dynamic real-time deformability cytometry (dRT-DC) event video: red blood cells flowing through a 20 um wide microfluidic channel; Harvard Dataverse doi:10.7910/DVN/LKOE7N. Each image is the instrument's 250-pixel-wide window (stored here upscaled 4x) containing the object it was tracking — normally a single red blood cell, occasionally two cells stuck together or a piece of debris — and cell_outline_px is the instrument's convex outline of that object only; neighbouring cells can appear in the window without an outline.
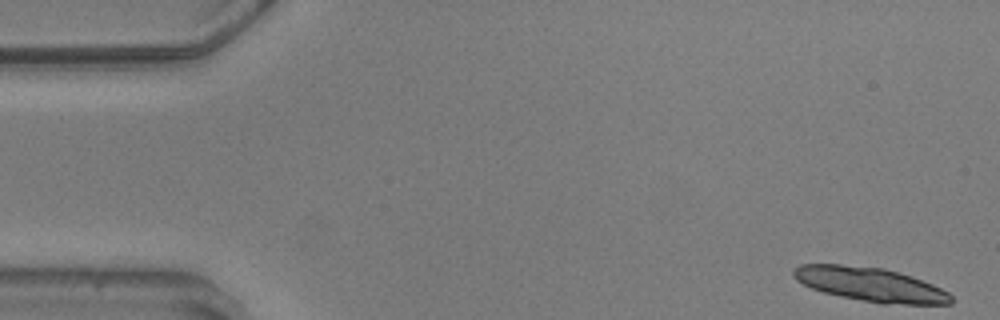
{"species": "common noctule bat (a hibernating species)", "species_latin": "Nyctalus noctula", "temperature_condition": "warm", "stored_images_in_passage": 42, "camera_frame_rate_fps": 3000, "um_per_image_px": 0.085, "animal": {"sex": "male", "body_mass_g": 20.5, "forearm_length_mm": 52.5}, "frame": {"image": 1, "passage_image": 1, "time_ms": 0.0, "image_size_px": [1000, 320], "cell_outline_px": [[952, 304], [880, 304], [840, 296], [824, 292], [812, 288], [796, 280], [792, 276], [792, 272], [800, 264], [840, 264], [884, 268], [900, 272], [912, 276], [932, 284], [948, 292], [952, 296]], "centroid_in_image_um": [73.99, 24.18], "position_along_channel_um": 11.0, "area_um2": 31.27}}
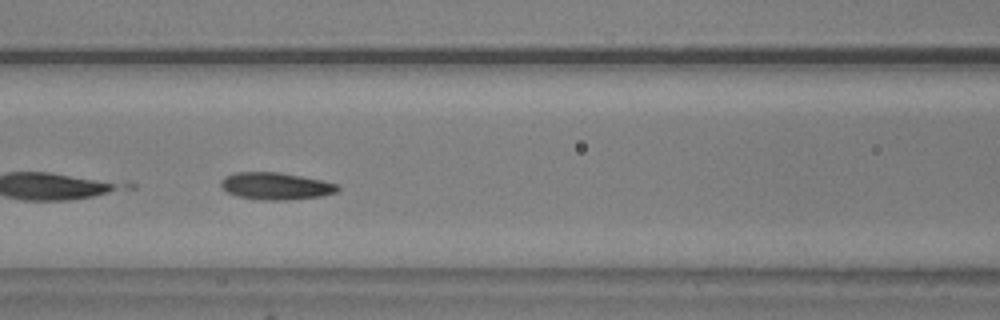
{"frame": {"image": 2, "passage_image": 23, "time_ms": 7.333, "image_size_px": [1000, 320], "cell_outline_px": [[340, 188], [336, 192], [320, 196], [288, 200], [260, 200], [236, 196], [228, 192], [220, 184], [220, 180], [224, 176], [236, 172], [280, 172], [340, 184]], "centroid_in_image_um": [23.43, 15.81], "position_along_channel_um": 143.2, "area_um2": 18.5}}
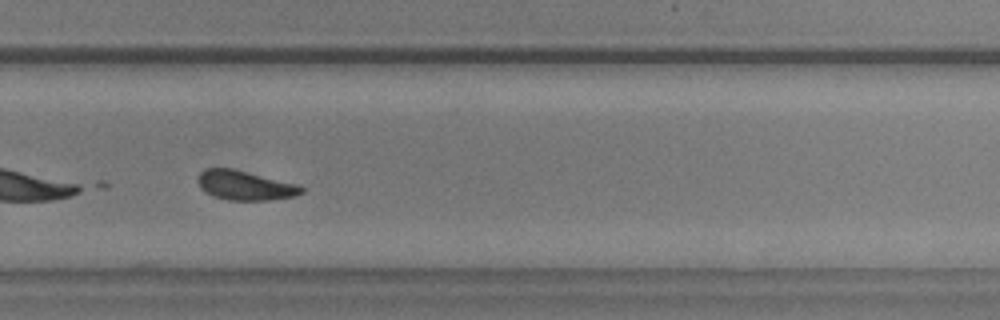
{"frame": {"image": 3, "passage_image": 37, "time_ms": 12.0, "image_size_px": [1000, 320], "cell_outline_px": [[304, 192], [296, 196], [272, 200], [228, 200], [212, 196], [200, 188], [196, 180], [200, 172], [204, 168], [232, 168], [300, 184], [304, 188]], "centroid_in_image_um": [20.84, 15.75], "position_along_channel_um": 309.0, "area_um2": 18.15}}